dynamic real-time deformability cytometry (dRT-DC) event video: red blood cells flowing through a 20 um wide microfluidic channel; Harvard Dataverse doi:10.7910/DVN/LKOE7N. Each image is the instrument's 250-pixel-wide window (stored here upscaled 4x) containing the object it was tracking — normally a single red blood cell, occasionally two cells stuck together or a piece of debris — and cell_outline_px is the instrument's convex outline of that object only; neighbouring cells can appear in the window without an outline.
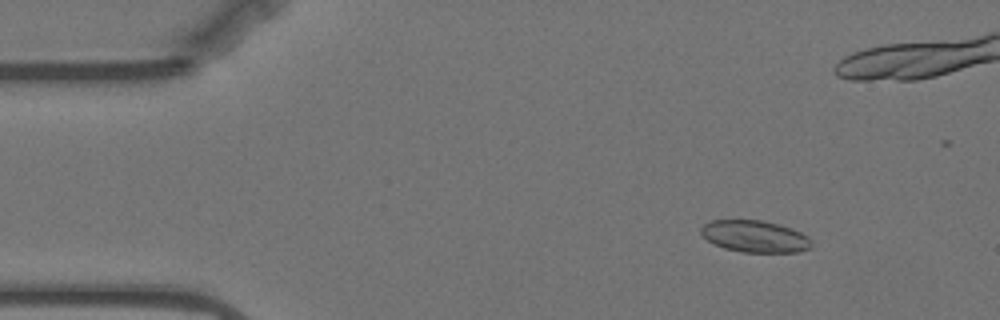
{"species": "Egyptian fruit bat (a non-hibernating species)", "species_latin": "Rousettus aegyptiacus", "temperature_condition": "warm", "stored_images_in_passage": 54, "camera_frame_rate_fps": 3000, "um_per_image_px": 0.085, "animal": {"sex": "female"}, "frame": {"image": 1, "passage_image": 7, "time_ms": 2.0, "image_size_px": [1000, 320], "cell_outline_px": [[812, 248], [800, 252], [744, 252], [724, 248], [708, 240], [700, 232], [700, 228], [704, 224], [712, 220], [760, 220], [776, 224], [800, 232], [808, 236], [812, 240]], "centroid_in_image_um": [64.19, 20.1], "position_along_channel_um": 20.8, "area_um2": 20.35}}
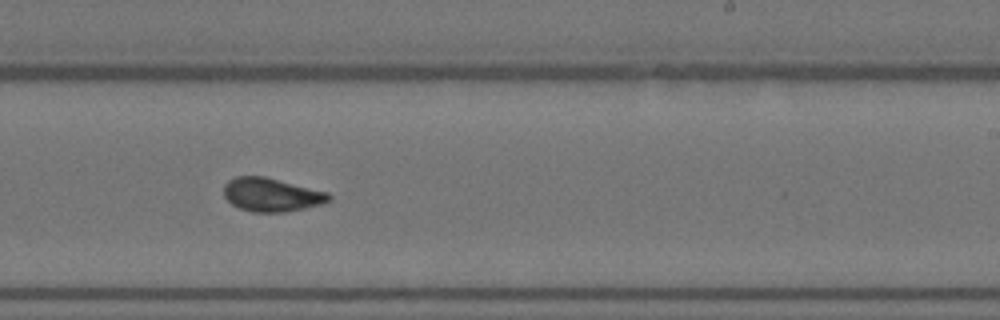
{"frame": {"image": 2, "passage_image": 34, "time_ms": 11.0, "image_size_px": [1000, 320], "cell_outline_px": [[332, 200], [320, 204], [304, 208], [284, 212], [252, 212], [240, 208], [232, 204], [224, 196], [224, 184], [228, 180], [236, 176], [264, 176], [328, 192], [332, 196]], "centroid_in_image_um": [23.07, 16.55], "position_along_channel_um": 265.9, "area_um2": 20.52}}
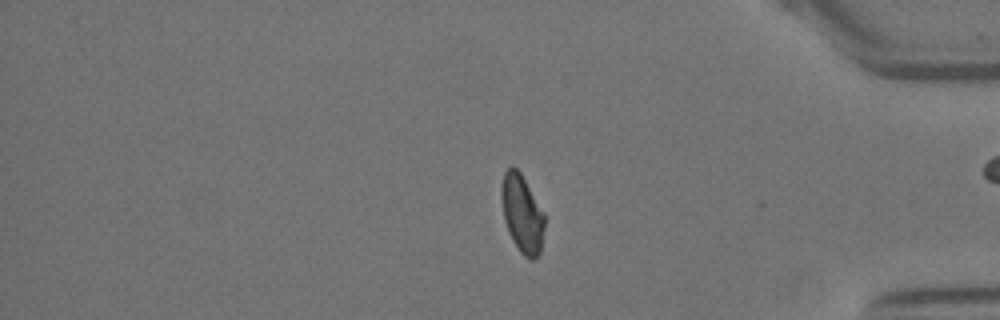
{"frame": {"image": 3, "passage_image": 47, "time_ms": 15.333, "image_size_px": [1000, 320], "cell_outline_px": [[544, 228], [540, 252], [532, 260], [528, 260], [520, 252], [512, 240], [508, 232], [504, 220], [500, 196], [500, 192], [504, 172], [512, 164], [520, 172], [544, 212]], "centroid_in_image_um": [44.36, 18.16], "position_along_channel_um": 390.8, "area_um2": 19.65}, "authors_computed_cell_mechanics": {"area_um2": 20.4612, "velocity_mm_per_s": 3.5192, "shape_relaxation_time_tau1_ms": null, "shape_relaxation_time_tau2_ms": 1.3121, "deformation_change_tau1": null, "deformation_change_tau2": 0.0622}}